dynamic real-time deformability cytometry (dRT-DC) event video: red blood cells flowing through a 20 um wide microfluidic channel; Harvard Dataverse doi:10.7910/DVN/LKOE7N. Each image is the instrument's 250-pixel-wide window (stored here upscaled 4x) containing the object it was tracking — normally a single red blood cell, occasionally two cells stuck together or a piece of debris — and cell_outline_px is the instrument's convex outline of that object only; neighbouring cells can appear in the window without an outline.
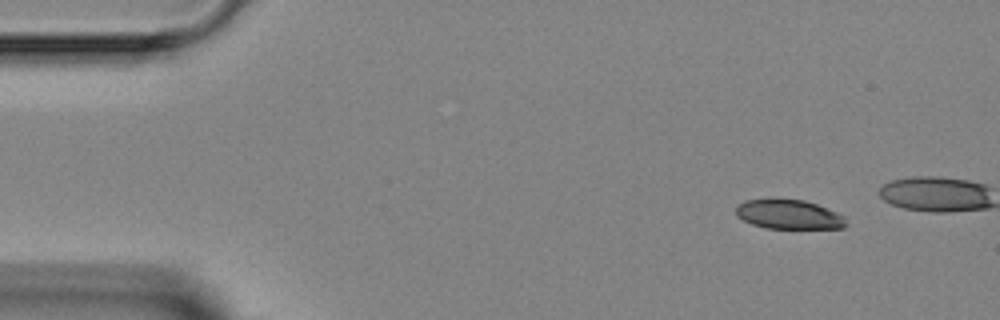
{"species": "Egyptian fruit bat (a non-hibernating species)", "species_latin": "Rousettus aegyptiacus", "temperature_condition": "room temperature", "stored_images_in_passage": 4, "camera_frame_rate_fps": 3000, "um_per_image_px": 0.085, "animal": {"sex": "female"}, "frame": {"image": 1, "passage_image": 1, "time_ms": 0.0, "image_size_px": [1000, 320], "cell_outline_px": [[848, 224], [844, 228], [768, 228], [752, 224], [736, 216], [736, 208], [744, 200], [804, 200], [816, 204], [836, 212], [844, 216]], "centroid_in_image_um": [67.08, 18.24], "position_along_channel_um": 17.9, "area_um2": 18.5}}